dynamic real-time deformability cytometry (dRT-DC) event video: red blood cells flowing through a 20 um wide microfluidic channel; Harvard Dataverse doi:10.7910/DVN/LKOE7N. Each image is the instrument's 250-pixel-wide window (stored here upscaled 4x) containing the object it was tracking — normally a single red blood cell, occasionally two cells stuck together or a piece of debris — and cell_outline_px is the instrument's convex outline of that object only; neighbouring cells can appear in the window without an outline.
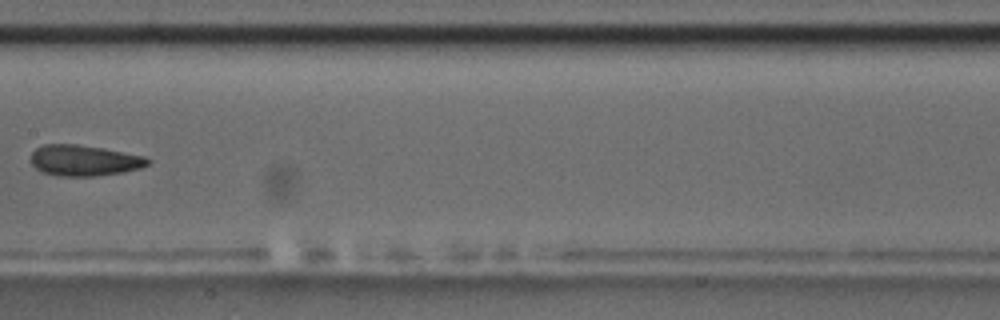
{"species": "common noctule bat (a hibernating species)", "species_latin": "Nyctalus noctula", "temperature_condition": "room temperature", "stored_images_in_passage": 10, "camera_frame_rate_fps": 3000, "um_per_image_px": 0.085, "animal": {"sex": "male", "body_mass_g": 17.5, "forearm_length_mm": 52.3}, "frame": {"image": 1, "passage_image": 7, "time_ms": 7.0, "image_size_px": [1000, 320], "cell_outline_px": [[152, 160], [148, 164], [140, 168], [124, 172], [96, 176], [60, 176], [44, 172], [36, 168], [32, 164], [32, 152], [36, 148], [44, 144], [76, 144], [104, 148], [144, 156]], "centroid_in_image_um": [7.18, 13.63], "position_along_channel_um": 200.2, "area_um2": 20.98}}